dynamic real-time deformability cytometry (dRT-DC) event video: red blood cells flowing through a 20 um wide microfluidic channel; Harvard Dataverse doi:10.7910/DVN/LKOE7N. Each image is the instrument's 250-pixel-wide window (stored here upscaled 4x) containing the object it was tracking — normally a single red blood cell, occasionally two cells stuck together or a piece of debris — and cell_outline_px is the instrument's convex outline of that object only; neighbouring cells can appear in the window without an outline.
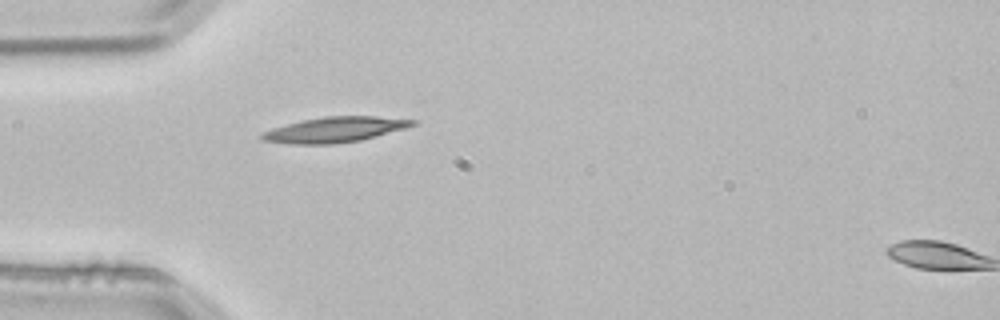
{"species": "common noctule bat (a hibernating species)", "species_latin": "Nyctalus noctula", "temperature_condition": "room temperature", "stored_images_in_passage": 5, "segment_of_instrument_passage": [1, 2], "camera_frame_rate_fps": 3000, "um_per_image_px": 0.085, "animal": {"sex": "male", "body_mass_g": 21.5, "forearm_length_mm": 52.0}, "frame": {"image": 1, "passage_image": 4, "time_ms": 1.0, "image_size_px": [1000, 320], "cell_outline_px": [[416, 124], [404, 128], [360, 140], [332, 144], [292, 144], [264, 140], [260, 136], [264, 132], [272, 128], [304, 120], [324, 116], [376, 116], [416, 120]], "centroid_in_image_um": [28.46, 11.01], "position_along_channel_um": 56.5, "area_um2": 21.79}}